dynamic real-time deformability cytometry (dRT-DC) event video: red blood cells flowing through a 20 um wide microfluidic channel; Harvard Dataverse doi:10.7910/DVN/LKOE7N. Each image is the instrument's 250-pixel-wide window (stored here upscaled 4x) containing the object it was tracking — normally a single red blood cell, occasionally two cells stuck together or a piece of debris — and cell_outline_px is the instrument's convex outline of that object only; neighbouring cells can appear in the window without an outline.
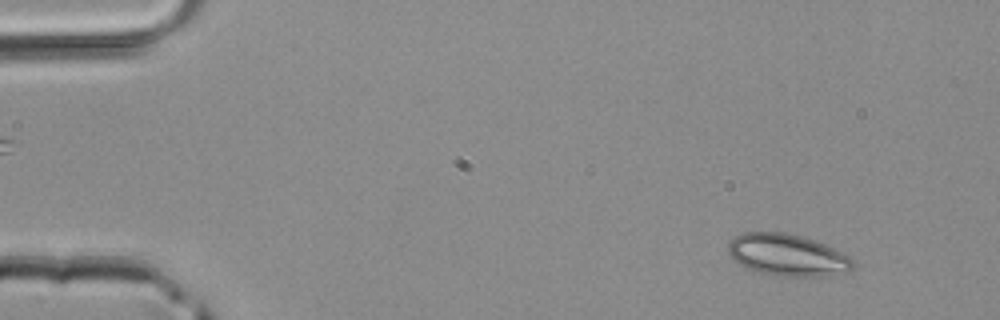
{"species": "common noctule bat (a hibernating species)", "species_latin": "Nyctalus noctula", "temperature_condition": "room temperature", "stored_images_in_passage": 4, "camera_frame_rate_fps": 3000, "um_per_image_px": 0.085, "animal": {"sex": "male", "body_mass_g": 20.4}, "frame": {"image": 1, "passage_image": 1, "time_ms": 0.0, "image_size_px": [1000, 320], "cell_outline_px": [[856, 264], [852, 268], [844, 272], [828, 276], [780, 276], [760, 272], [748, 268], [740, 264], [728, 252], [728, 244], [740, 232], [788, 232], [804, 236], [824, 244], [848, 256]], "centroid_in_image_um": [66.93, 21.66], "position_along_channel_um": 18.1, "area_um2": 30.23}}
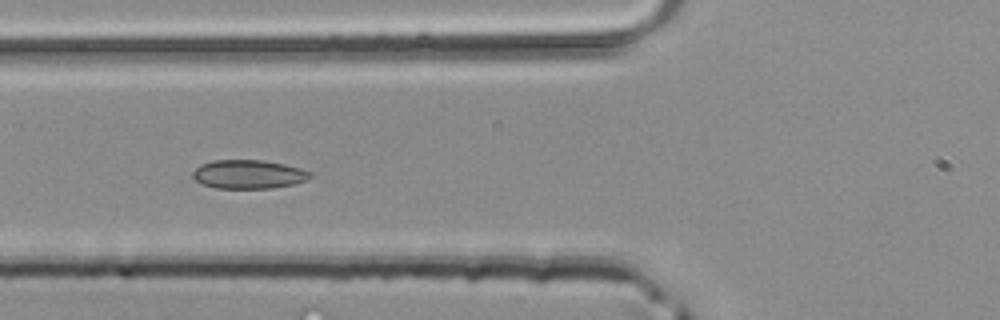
{"frame": {"image": 2, "passage_image": 4, "time_ms": 1.0, "image_size_px": [1000, 320], "cell_outline_px": [[312, 176], [308, 180], [292, 184], [272, 188], [216, 188], [200, 184], [192, 176], [192, 172], [200, 164], [212, 160], [264, 160], [284, 164], [300, 168], [312, 172]], "centroid_in_image_um": [21.11, 14.81], "position_along_channel_um": 104.7, "area_um2": 19.83}}